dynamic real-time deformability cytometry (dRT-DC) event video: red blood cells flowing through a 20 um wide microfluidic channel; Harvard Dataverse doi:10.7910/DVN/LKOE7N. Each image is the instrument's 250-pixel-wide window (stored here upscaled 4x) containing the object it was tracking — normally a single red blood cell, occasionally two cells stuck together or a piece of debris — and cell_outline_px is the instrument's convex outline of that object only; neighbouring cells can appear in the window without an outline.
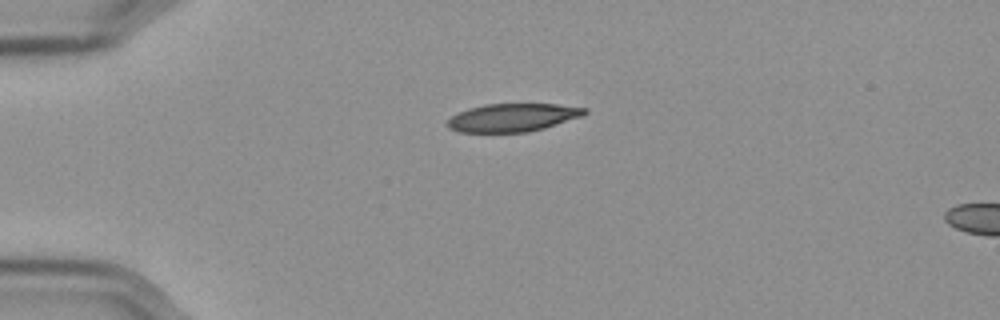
{"species": "Egyptian fruit bat (a non-hibernating species)", "species_latin": "Rousettus aegyptiacus", "temperature_condition": "cold", "stored_images_in_passage": 5, "camera_frame_rate_fps": 3000, "um_per_image_px": 0.085, "frame": {"image": 1, "passage_image": 1, "time_ms": 0.0, "image_size_px": [1000, 320], "cell_outline_px": [[588, 112], [584, 116], [544, 128], [528, 132], [460, 132], [448, 128], [444, 124], [452, 116], [468, 108], [484, 104], [556, 104], [588, 108]], "centroid_in_image_um": [43.59, 9.99], "position_along_channel_um": 41.4, "area_um2": 22.6}}